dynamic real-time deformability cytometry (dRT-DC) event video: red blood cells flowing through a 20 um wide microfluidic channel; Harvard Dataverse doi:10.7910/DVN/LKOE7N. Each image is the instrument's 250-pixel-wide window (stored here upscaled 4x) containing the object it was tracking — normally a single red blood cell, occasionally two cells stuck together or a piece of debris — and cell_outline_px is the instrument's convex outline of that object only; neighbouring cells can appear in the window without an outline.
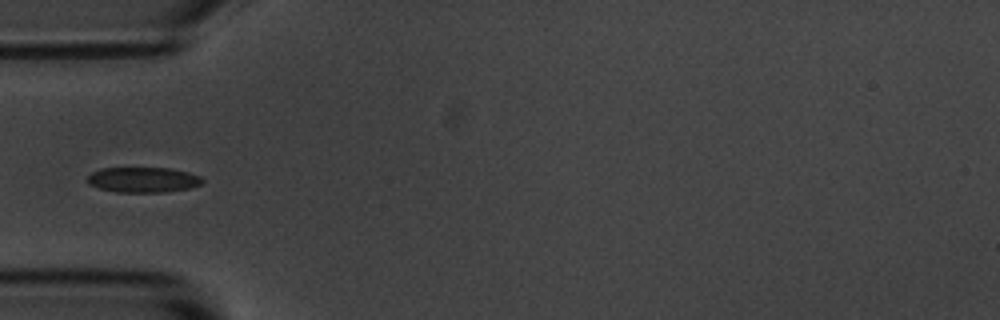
{"species": "common noctule bat (a hibernating species)", "species_latin": "Nyctalus noctula", "temperature_condition": "room temperature", "stored_images_in_passage": 38, "camera_frame_rate_fps": 3000, "um_per_image_px": 0.085, "animal": {"sex": "male", "body_mass_g": 20.1, "forearm_length_mm": 53.5}, "frame": {"image": 1, "passage_image": 1, "time_ms": 0.0, "image_size_px": [1000, 320], "cell_outline_px": [[204, 180], [200, 184], [192, 188], [168, 192], [116, 192], [100, 188], [88, 184], [88, 176], [92, 172], [100, 168], [172, 168], [188, 172], [200, 176]], "centroid_in_image_um": [12.19, 15.28], "position_along_channel_um": 72.8, "area_um2": 17.05}}
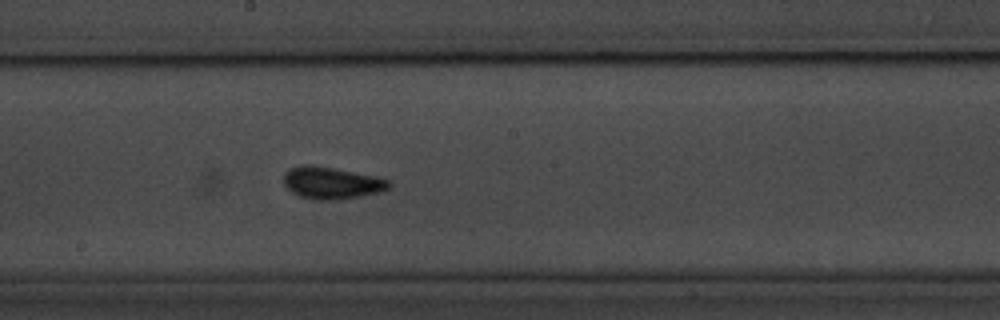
{"frame": {"image": 2, "passage_image": 13, "time_ms": 4.0, "image_size_px": [1000, 320], "cell_outline_px": [[388, 188], [380, 192], [360, 196], [336, 200], [320, 200], [300, 196], [292, 192], [284, 184], [284, 172], [300, 164], [312, 164], [372, 176], [388, 180]], "centroid_in_image_um": [28.12, 15.54], "position_along_channel_um": 220.1, "area_um2": 19.25}}
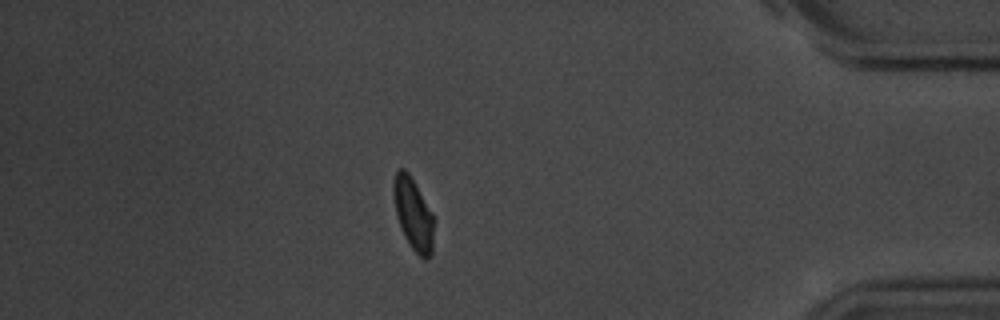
{"frame": {"image": 3, "passage_image": 31, "time_ms": 10.0, "image_size_px": [1000, 320], "cell_outline_px": [[432, 252], [428, 260], [424, 260], [412, 248], [404, 236], [396, 216], [392, 188], [392, 184], [396, 172], [400, 168], [404, 168], [408, 172], [432, 212]], "centroid_in_image_um": [35.09, 18.18], "position_along_channel_um": 400.1, "area_um2": 16.7}}